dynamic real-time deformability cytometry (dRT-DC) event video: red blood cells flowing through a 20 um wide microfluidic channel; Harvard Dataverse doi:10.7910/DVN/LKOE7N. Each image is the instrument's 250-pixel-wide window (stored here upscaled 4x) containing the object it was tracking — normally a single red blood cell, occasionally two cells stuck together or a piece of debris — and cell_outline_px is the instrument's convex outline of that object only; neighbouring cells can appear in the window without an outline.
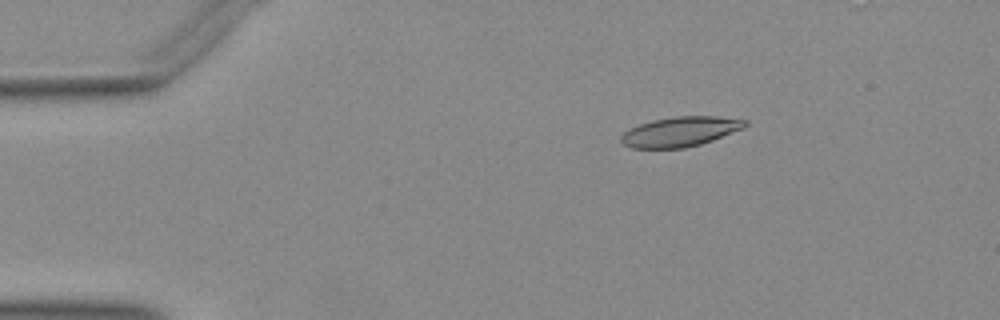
{"species": "Egyptian fruit bat (a non-hibernating species)", "species_latin": "Rousettus aegyptiacus", "temperature_condition": "warm", "stored_images_in_passage": 47, "camera_frame_rate_fps": 3000, "um_per_image_px": 0.085, "animal": {"sex": "female"}, "frame": {"image": 1, "passage_image": 9, "time_ms": 2.667, "image_size_px": [1000, 320], "cell_outline_px": [[748, 124], [744, 128], [712, 140], [700, 144], [684, 148], [632, 148], [624, 144], [620, 140], [620, 136], [624, 132], [640, 124], [652, 120], [676, 116], [716, 116], [748, 120]], "centroid_in_image_um": [57.84, 11.18], "position_along_channel_um": 27.2, "area_um2": 21.44}}
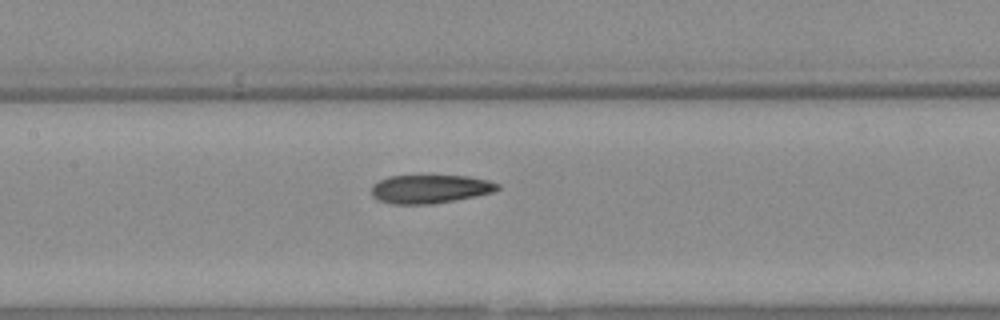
{"frame": {"image": 2, "passage_image": 25, "time_ms": 8.0, "image_size_px": [1000, 320], "cell_outline_px": [[500, 188], [492, 192], [476, 196], [432, 204], [392, 204], [380, 200], [372, 196], [372, 184], [388, 176], [468, 176], [488, 180], [500, 184]], "centroid_in_image_um": [36.56, 16.06], "position_along_channel_um": 170.8, "area_um2": 20.87}}
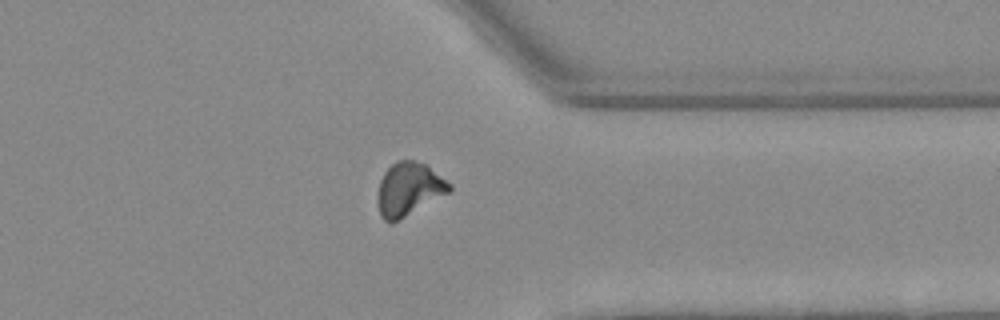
{"frame": {"image": 3, "passage_image": 41, "time_ms": 13.333, "image_size_px": [1000, 320], "cell_outline_px": [[452, 192], [392, 224], [384, 220], [380, 216], [376, 200], [380, 180], [384, 172], [396, 160], [412, 160], [424, 164], [452, 184]], "centroid_in_image_um": [34.75, 16.11], "position_along_channel_um": 376.7, "area_um2": 22.6}}